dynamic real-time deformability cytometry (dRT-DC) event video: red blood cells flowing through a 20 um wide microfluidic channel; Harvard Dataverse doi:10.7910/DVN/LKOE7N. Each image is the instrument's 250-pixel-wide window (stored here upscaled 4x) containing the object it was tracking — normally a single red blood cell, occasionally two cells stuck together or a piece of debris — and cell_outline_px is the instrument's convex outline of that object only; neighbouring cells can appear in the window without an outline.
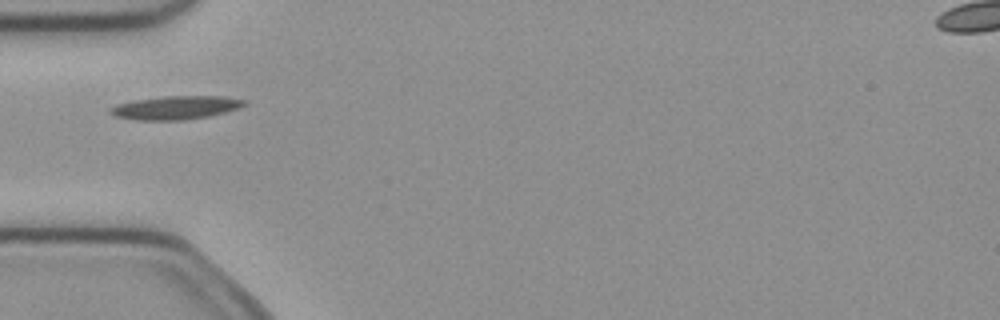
{"species": "common noctule bat (a hibernating species)", "species_latin": "Nyctalus noctula", "temperature_condition": "cold", "stored_images_in_passage": 3, "camera_frame_rate_fps": 3000, "um_per_image_px": 0.085, "animal": {"sex": "female", "body_mass_g": 21.9}, "frame": {"image": 1, "passage_image": 3, "time_ms": 0.667, "image_size_px": [1000, 320], "cell_outline_px": [[248, 104], [240, 108], [208, 116], [184, 120], [136, 120], [116, 116], [108, 108], [116, 104], [132, 100], [164, 96], [224, 96], [248, 100]], "centroid_in_image_um": [14.98, 9.14], "position_along_channel_um": 70.0, "area_um2": 18.44}}